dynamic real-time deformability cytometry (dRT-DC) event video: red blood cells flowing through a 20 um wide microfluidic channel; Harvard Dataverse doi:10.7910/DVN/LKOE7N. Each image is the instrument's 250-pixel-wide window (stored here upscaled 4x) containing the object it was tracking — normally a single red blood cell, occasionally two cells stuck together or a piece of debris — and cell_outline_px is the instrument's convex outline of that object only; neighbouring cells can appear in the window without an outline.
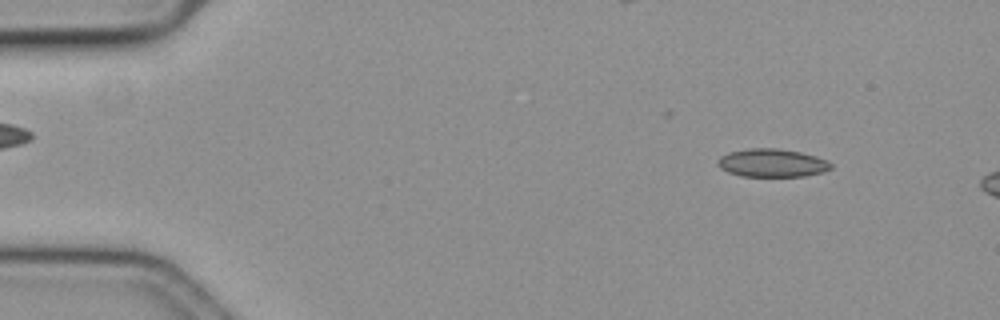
{"species": "common noctule bat (a hibernating species)", "species_latin": "Nyctalus noctula", "temperature_condition": "cold", "stored_images_in_passage": 18, "camera_frame_rate_fps": 3000, "um_per_image_px": 0.085, "animal": {"sex": "female", "body_mass_g": 19.3, "forearm_length_mm": 54.1}, "frame": {"image": 1, "passage_image": 6, "time_ms": 1.667, "image_size_px": [1000, 320], "cell_outline_px": [[832, 168], [820, 172], [804, 176], [740, 176], [728, 172], [720, 168], [720, 156], [728, 152], [748, 148], [776, 148], [800, 152], [816, 156], [832, 164]], "centroid_in_image_um": [65.61, 13.84], "position_along_channel_um": 19.4, "area_um2": 18.32}}